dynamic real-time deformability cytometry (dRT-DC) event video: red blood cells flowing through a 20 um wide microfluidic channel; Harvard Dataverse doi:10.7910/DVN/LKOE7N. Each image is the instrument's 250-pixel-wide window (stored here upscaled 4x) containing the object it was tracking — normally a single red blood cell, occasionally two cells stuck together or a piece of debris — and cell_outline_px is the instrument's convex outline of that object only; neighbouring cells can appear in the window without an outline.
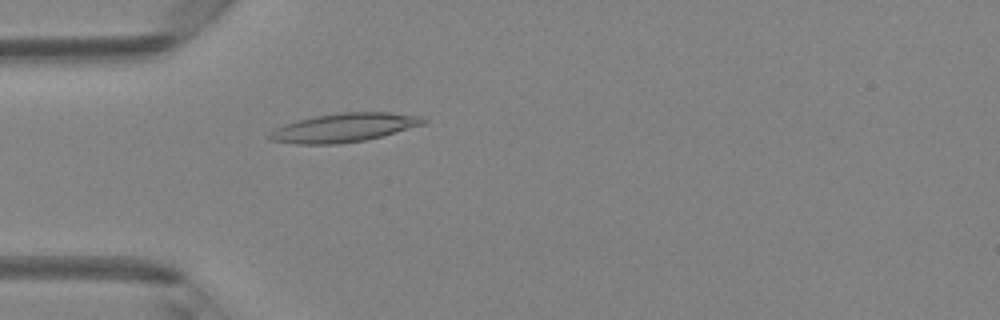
{"species": "Egyptian fruit bat (a non-hibernating species)", "species_latin": "Rousettus aegyptiacus", "temperature_condition": "room temperature", "stored_images_in_passage": 48, "camera_frame_rate_fps": 3000, "um_per_image_px": 0.085, "animal": {"sex": "female"}, "frame": {"image": 1, "passage_image": 14, "time_ms": 4.333, "image_size_px": [1000, 320], "cell_outline_px": [[428, 120], [424, 124], [380, 136], [364, 140], [340, 144], [296, 144], [272, 140], [268, 136], [268, 132], [284, 124], [296, 120], [316, 116], [340, 112], [388, 112], [420, 116]], "centroid_in_image_um": [29.21, 10.84], "position_along_channel_um": 55.8, "area_um2": 25.61}}
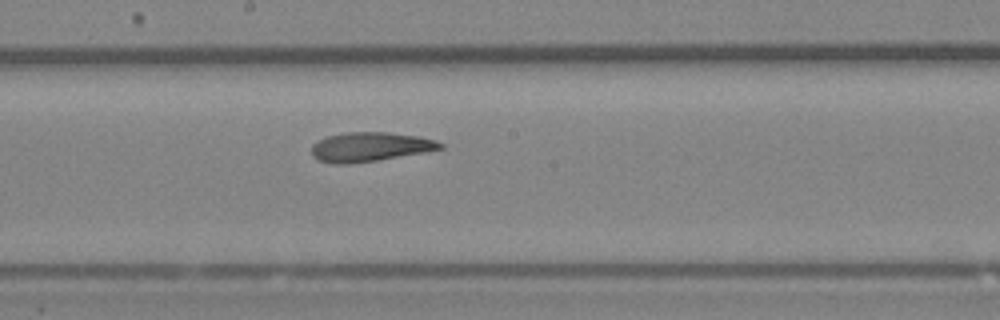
{"frame": {"image": 2, "passage_image": 26, "time_ms": 8.333, "image_size_px": [1000, 320], "cell_outline_px": [[444, 148], [424, 152], [376, 160], [348, 164], [332, 164], [316, 160], [312, 156], [312, 144], [316, 140], [328, 136], [344, 132], [388, 132], [420, 136], [436, 140], [444, 144]], "centroid_in_image_um": [31.42, 12.48], "position_along_channel_um": 216.8, "area_um2": 22.14}}
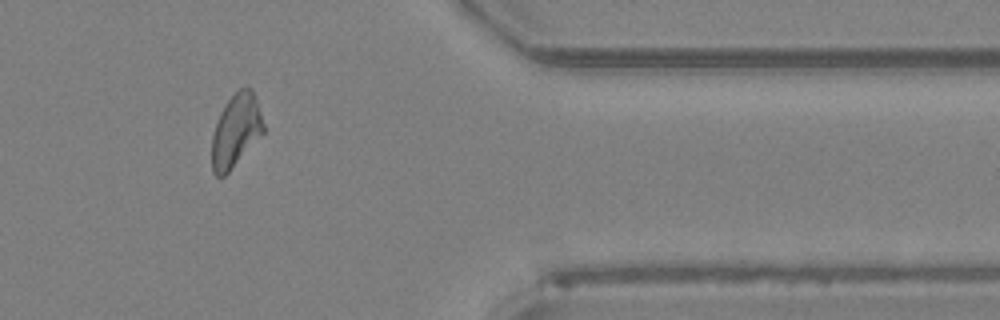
{"frame": {"image": 3, "passage_image": 40, "time_ms": 13.0, "image_size_px": [1000, 320], "cell_outline_px": [[264, 132], [228, 172], [224, 176], [216, 176], [212, 172], [212, 136], [220, 112], [228, 100], [240, 88], [252, 88], [264, 124]], "centroid_in_image_um": [20.04, 11.11], "position_along_channel_um": 391.4, "area_um2": 21.5}, "authors_computed_cell_mechanics": {"area_um2": 22.5709, "velocity_mm_per_s": 4.1934, "shape_relaxation_time_tau1_ms": null, "shape_relaxation_time_tau2_ms": 3.514, "deformation_change_tau1": null, "deformation_change_tau2": 0.1173}}